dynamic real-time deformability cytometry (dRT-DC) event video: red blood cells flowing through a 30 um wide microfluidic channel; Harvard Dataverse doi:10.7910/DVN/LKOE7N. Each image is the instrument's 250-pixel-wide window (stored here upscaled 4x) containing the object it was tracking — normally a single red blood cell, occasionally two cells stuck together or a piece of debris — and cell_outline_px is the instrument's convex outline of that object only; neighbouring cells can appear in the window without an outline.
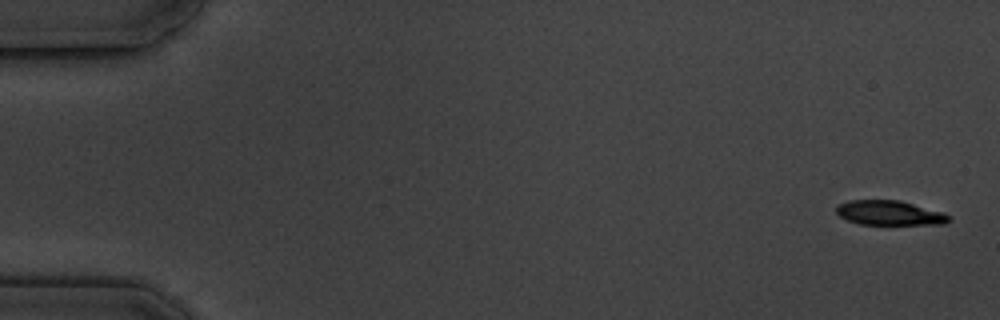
{"species": "common noctule bat (a hibernating species)", "species_latin": "Nyctalus noctula", "temperature_condition": "cold", "stored_images_in_passage": 9, "camera_frame_rate_fps": 3000, "um_per_image_px": 0.085, "animal": {"sex": "male", "body_mass_g": 19.5, "forearm_length_mm": 54.6}, "frame": {"image": 1, "passage_image": 1, "time_ms": 0.0, "image_size_px": [1000, 320], "cell_outline_px": [[952, 220], [944, 224], [860, 224], [848, 220], [840, 216], [836, 212], [836, 208], [840, 204], [848, 200], [900, 200], [944, 212]], "centroid_in_image_um": [75.63, 18.09], "position_along_channel_um": 9.4, "area_um2": 16.07}}